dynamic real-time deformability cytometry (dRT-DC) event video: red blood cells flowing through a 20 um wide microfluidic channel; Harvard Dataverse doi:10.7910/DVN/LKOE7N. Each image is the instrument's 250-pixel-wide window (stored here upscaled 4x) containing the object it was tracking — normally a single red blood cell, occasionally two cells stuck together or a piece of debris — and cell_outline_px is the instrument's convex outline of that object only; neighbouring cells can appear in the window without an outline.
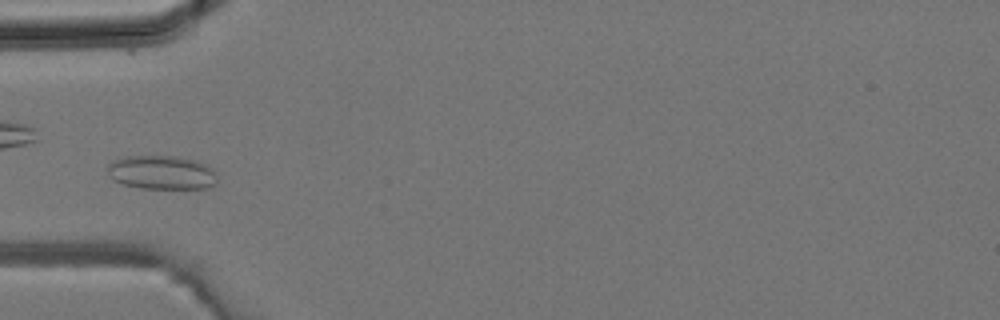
{"species": "common noctule bat (a hibernating species)", "species_latin": "Nyctalus noctula", "temperature_condition": "room temperature", "stored_images_in_passage": 3, "camera_frame_rate_fps": 3000, "um_per_image_px": 0.085, "animal": {"sex": "male", "body_mass_g": 19.2, "forearm_length_mm": 51.8}, "frame": {"image": 1, "passage_image": 3, "time_ms": 0.667, "image_size_px": [1000, 320], "cell_outline_px": [[216, 184], [208, 188], [140, 188], [124, 184], [112, 180], [108, 176], [108, 164], [112, 160], [120, 156], [176, 156], [208, 164], [212, 168], [216, 176]], "centroid_in_image_um": [13.71, 14.65], "position_along_channel_um": 71.3, "area_um2": 21.85}}